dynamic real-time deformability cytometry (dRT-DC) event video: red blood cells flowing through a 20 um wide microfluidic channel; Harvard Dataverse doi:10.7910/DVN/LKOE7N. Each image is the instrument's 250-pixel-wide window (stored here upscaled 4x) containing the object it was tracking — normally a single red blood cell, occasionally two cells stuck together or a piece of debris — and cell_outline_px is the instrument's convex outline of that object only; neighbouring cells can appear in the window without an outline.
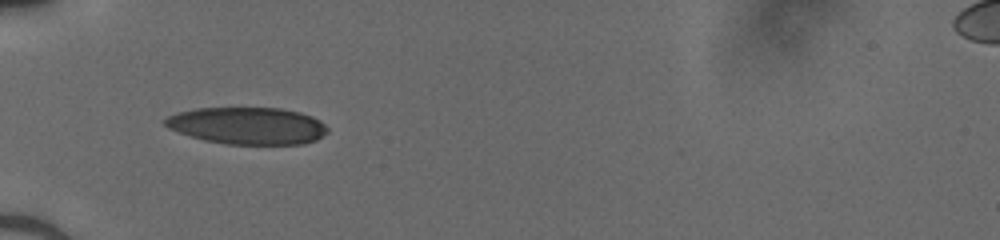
{"species": "human", "species_latin": "Homo sapiens", "temperature_condition": "cold", "stored_images_in_passage": 33, "camera_frame_rate_fps": 3000, "um_per_image_px": 0.085, "donor": {"sex": "male"}, "frame": {"image": 1, "passage_image": 1, "time_ms": 0.0, "image_size_px": [1000, 240], "cell_outline_px": [[328, 132], [316, 140], [300, 144], [224, 144], [204, 140], [168, 128], [164, 124], [164, 120], [168, 116], [176, 112], [196, 108], [280, 108], [300, 112], [312, 116], [320, 120], [328, 128]], "centroid_in_image_um": [21.05, 10.68], "position_along_channel_um": 63.9, "area_um2": 35.08}}
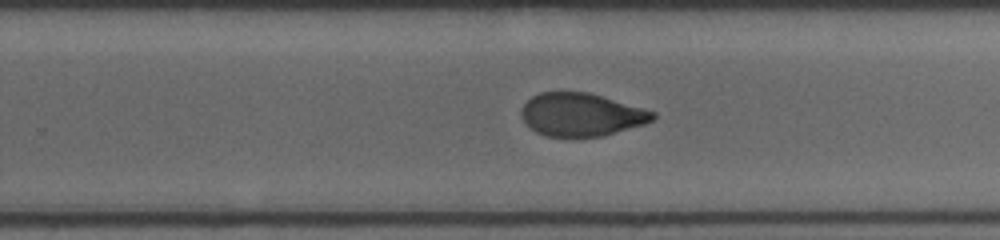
{"frame": {"image": 2, "passage_image": 17, "time_ms": 5.333, "image_size_px": [1000, 240], "cell_outline_px": [[656, 116], [652, 120], [644, 124], [604, 136], [544, 136], [528, 128], [520, 112], [524, 104], [532, 96], [540, 92], [588, 92], [644, 108], [656, 112]], "centroid_in_image_um": [49.4, 9.74], "position_along_channel_um": 280.4, "area_um2": 32.95}}
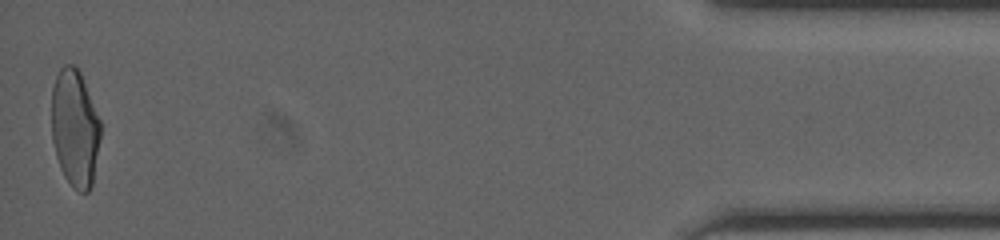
{"frame": {"image": 3, "passage_image": 33, "time_ms": 10.667, "image_size_px": [1000, 240], "cell_outline_px": [[100, 136], [92, 184], [88, 192], [80, 192], [72, 188], [64, 176], [60, 168], [56, 156], [52, 140], [52, 88], [56, 76], [60, 68], [64, 64], [76, 64], [80, 72], [100, 120]], "centroid_in_image_um": [6.35, 10.89], "position_along_channel_um": 428.8, "area_um2": 33.47}}